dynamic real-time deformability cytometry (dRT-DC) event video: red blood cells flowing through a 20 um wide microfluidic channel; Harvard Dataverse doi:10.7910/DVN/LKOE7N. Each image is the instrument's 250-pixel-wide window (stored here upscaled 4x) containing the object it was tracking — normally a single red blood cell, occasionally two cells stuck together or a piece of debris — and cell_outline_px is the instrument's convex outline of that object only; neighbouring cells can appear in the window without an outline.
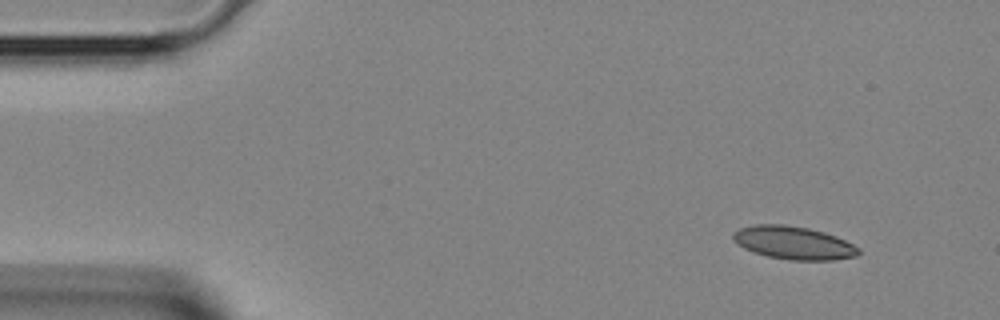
{"species": "Egyptian fruit bat (a non-hibernating species)", "species_latin": "Rousettus aegyptiacus", "temperature_condition": "room temperature", "stored_images_in_passage": 3, "camera_frame_rate_fps": 3000, "um_per_image_px": 0.085, "animal": {"sex": "female"}, "frame": {"image": 1, "passage_image": 1, "time_ms": 0.0, "image_size_px": [1000, 320], "cell_outline_px": [[860, 252], [856, 256], [832, 260], [792, 260], [768, 256], [752, 252], [744, 248], [732, 236], [732, 232], [740, 228], [752, 224], [784, 224], [808, 228], [824, 232], [836, 236], [860, 248]], "centroid_in_image_um": [67.45, 20.63], "position_along_channel_um": 17.5, "area_um2": 24.04}}
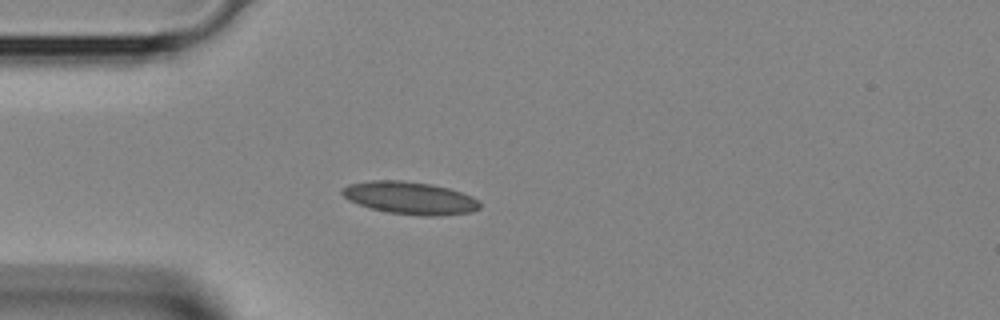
{"frame": {"image": 2, "passage_image": 3, "time_ms": 0.667, "image_size_px": [1000, 320], "cell_outline_px": [[480, 208], [472, 212], [436, 216], [424, 216], [388, 212], [372, 208], [348, 200], [340, 192], [340, 188], [348, 184], [372, 180], [400, 180], [432, 184], [448, 188], [472, 196], [480, 200]], "centroid_in_image_um": [34.85, 16.82], "position_along_channel_um": 50.1, "area_um2": 26.13}}